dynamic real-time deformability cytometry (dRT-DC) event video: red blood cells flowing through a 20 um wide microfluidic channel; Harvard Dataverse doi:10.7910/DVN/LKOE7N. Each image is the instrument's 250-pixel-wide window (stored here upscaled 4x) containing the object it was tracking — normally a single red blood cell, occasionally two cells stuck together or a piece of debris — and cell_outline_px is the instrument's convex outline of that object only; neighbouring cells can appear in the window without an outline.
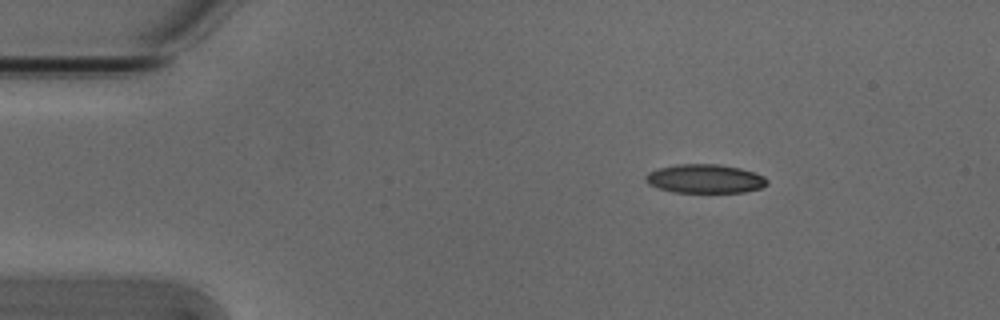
{"species": "Egyptian fruit bat (a non-hibernating species)", "species_latin": "Rousettus aegyptiacus", "temperature_condition": "cold", "stored_images_in_passage": 2, "camera_frame_rate_fps": 3000, "um_per_image_px": 0.085, "animal": {"sex": "male"}, "frame": {"image": 1, "passage_image": 2, "time_ms": 0.333, "image_size_px": [1000, 320], "cell_outline_px": [[768, 184], [760, 188], [744, 192], [672, 192], [656, 188], [648, 184], [644, 180], [644, 176], [648, 172], [660, 168], [676, 164], [720, 164], [740, 168], [756, 172], [764, 176], [768, 180]], "centroid_in_image_um": [59.91, 15.19], "position_along_channel_um": 25.1, "area_um2": 20.63}}